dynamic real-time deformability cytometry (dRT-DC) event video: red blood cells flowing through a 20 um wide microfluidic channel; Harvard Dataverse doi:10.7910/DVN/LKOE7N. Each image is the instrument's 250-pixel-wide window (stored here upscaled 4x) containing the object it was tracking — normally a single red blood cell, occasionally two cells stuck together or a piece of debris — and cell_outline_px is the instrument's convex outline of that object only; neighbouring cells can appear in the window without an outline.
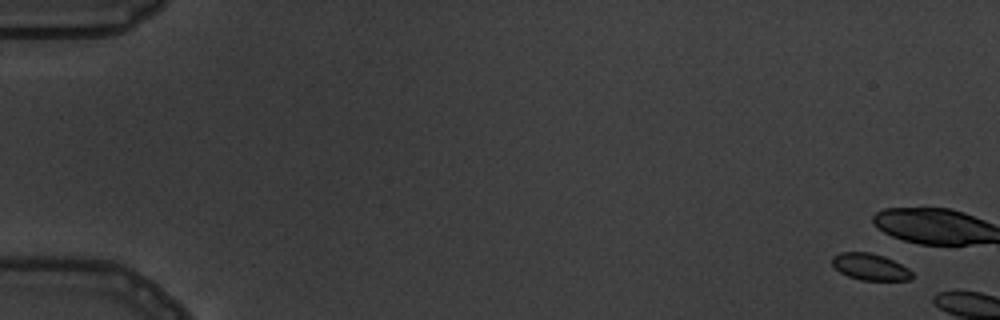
{"species": "common noctule bat (a hibernating species)", "species_latin": "Nyctalus noctula", "temperature_condition": "warm", "stored_images_in_passage": 3, "camera_frame_rate_fps": 3000, "um_per_image_px": 0.085, "animal": {"sex": "male", "body_mass_g": 19.5, "forearm_length_mm": 54.6}, "frame": {"image": 1, "passage_image": 1, "time_ms": 0.0, "image_size_px": [1000, 320], "cell_outline_px": [[912, 280], [860, 280], [848, 276], [840, 272], [832, 264], [832, 256], [840, 252], [868, 252], [884, 256], [908, 268], [912, 272]], "centroid_in_image_um": [73.95, 22.68], "position_along_channel_um": 11.0, "area_um2": 12.37}}